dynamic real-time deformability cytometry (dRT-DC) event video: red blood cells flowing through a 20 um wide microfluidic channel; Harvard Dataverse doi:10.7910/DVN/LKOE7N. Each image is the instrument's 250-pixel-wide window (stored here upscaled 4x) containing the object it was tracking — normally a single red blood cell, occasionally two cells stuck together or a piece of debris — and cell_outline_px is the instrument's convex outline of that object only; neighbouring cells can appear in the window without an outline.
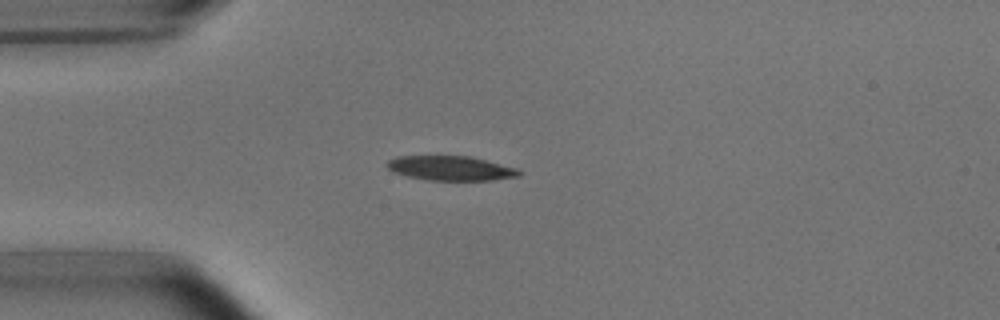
{"species": "common noctule bat (a hibernating species)", "species_latin": "Nyctalus noctula", "temperature_condition": "room temperature", "stored_images_in_passage": 7, "camera_frame_rate_fps": 3000, "um_per_image_px": 0.085, "animal": {"sex": "male", "body_mass_g": 15.6}, "frame": {"image": 1, "passage_image": 4, "time_ms": 3.667, "image_size_px": [1000, 320], "cell_outline_px": [[524, 172], [520, 176], [492, 180], [428, 180], [408, 176], [396, 172], [388, 168], [388, 160], [396, 156], [468, 156], [516, 168]], "centroid_in_image_um": [38.34, 14.3], "position_along_channel_um": 46.7, "area_um2": 18.61}}
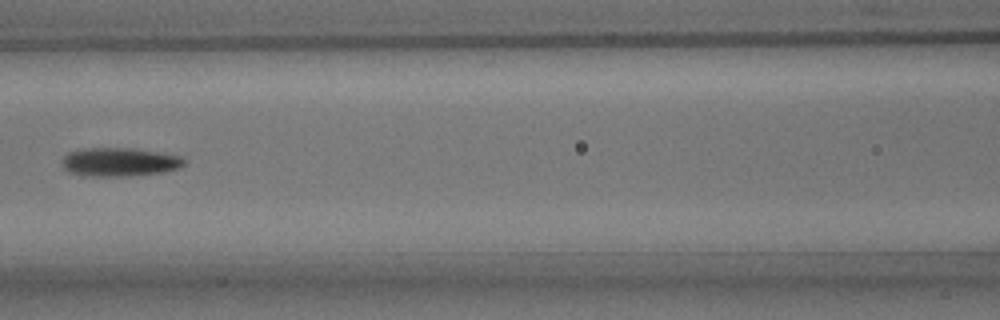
{"frame": {"image": 2, "passage_image": 7, "time_ms": 7.0, "image_size_px": [1000, 320], "cell_outline_px": [[184, 164], [180, 168], [164, 172], [128, 176], [88, 176], [68, 172], [64, 168], [64, 156], [68, 152], [84, 148], [132, 148], [160, 152], [184, 156]], "centroid_in_image_um": [10.2, 13.77], "position_along_channel_um": 156.4, "area_um2": 20.46}}